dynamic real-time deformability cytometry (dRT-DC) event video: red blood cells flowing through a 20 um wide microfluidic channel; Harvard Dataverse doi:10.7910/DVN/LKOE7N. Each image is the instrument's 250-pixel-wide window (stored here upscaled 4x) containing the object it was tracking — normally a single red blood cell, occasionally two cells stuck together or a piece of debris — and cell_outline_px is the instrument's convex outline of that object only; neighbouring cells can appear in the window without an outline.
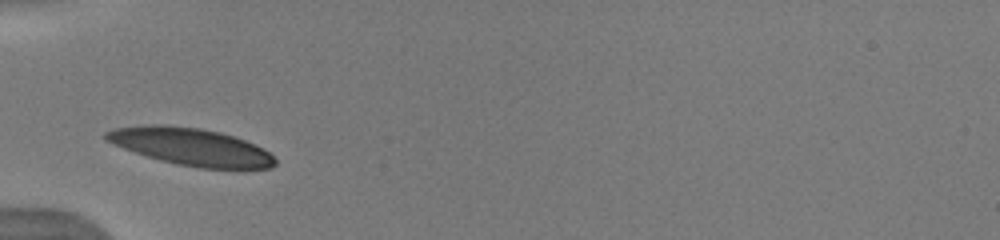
{"species": "human", "species_latin": "Homo sapiens", "temperature_condition": "warm", "stored_images_in_passage": 2, "camera_frame_rate_fps": 3000, "um_per_image_px": 0.085, "donor": {"sex": "male"}, "frame": {"image": 1, "passage_image": 1, "time_ms": 0.0, "image_size_px": [1000, 240], "cell_outline_px": [[276, 164], [272, 168], [200, 168], [176, 164], [160, 160], [124, 148], [104, 140], [104, 132], [116, 128], [152, 124], [160, 124], [200, 128], [220, 132], [244, 140], [264, 148], [276, 160]], "centroid_in_image_um": [16.23, 12.47], "position_along_channel_um": 68.8, "area_um2": 36.41}}